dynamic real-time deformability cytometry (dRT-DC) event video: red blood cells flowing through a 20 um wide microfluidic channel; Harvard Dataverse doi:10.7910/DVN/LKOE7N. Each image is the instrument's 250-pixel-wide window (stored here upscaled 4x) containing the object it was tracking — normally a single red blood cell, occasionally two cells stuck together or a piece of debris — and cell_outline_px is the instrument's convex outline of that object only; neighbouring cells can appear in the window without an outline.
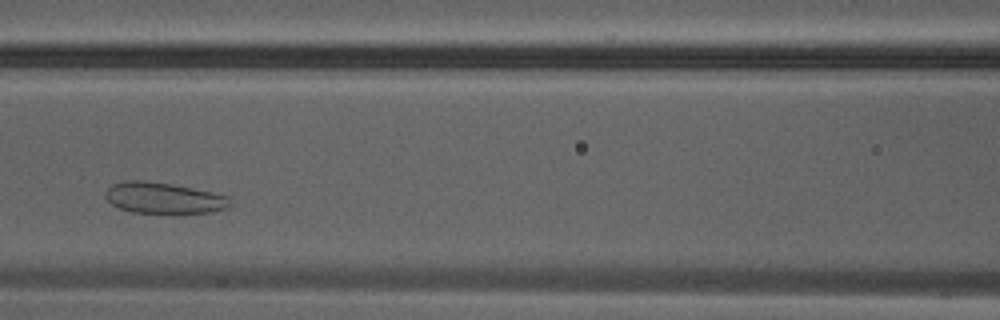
{"species": "Egyptian fruit bat (a non-hibernating species)", "species_latin": "Rousettus aegyptiacus", "temperature_condition": "warm", "stored_images_in_passage": 25, "camera_frame_rate_fps": 3000, "um_per_image_px": 0.085, "animal": {"sex": "male"}, "frame": {"image": 1, "passage_image": 8, "time_ms": 2.333, "image_size_px": [1000, 320], "cell_outline_px": [[232, 204], [224, 208], [212, 212], [172, 216], [132, 212], [120, 208], [112, 204], [104, 196], [104, 192], [112, 184], [124, 180], [144, 180], [172, 184], [212, 192], [228, 196], [232, 200]], "centroid_in_image_um": [13.92, 16.87], "position_along_channel_um": 152.7, "area_um2": 23.52}}
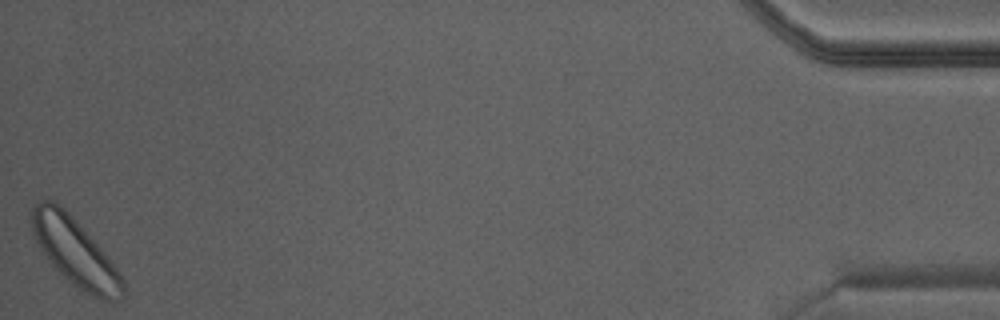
{"frame": {"image": 2, "passage_image": 25, "time_ms": 8.0, "image_size_px": [1000, 320], "cell_outline_px": [[128, 296], [120, 300], [100, 300], [92, 296], [72, 284], [40, 252], [28, 224], [28, 220], [32, 204], [36, 200], [56, 200], [72, 216], [100, 248], [120, 272], [124, 280]], "centroid_in_image_um": [6.33, 21.4], "position_along_channel_um": 428.9, "area_um2": 36.59}}